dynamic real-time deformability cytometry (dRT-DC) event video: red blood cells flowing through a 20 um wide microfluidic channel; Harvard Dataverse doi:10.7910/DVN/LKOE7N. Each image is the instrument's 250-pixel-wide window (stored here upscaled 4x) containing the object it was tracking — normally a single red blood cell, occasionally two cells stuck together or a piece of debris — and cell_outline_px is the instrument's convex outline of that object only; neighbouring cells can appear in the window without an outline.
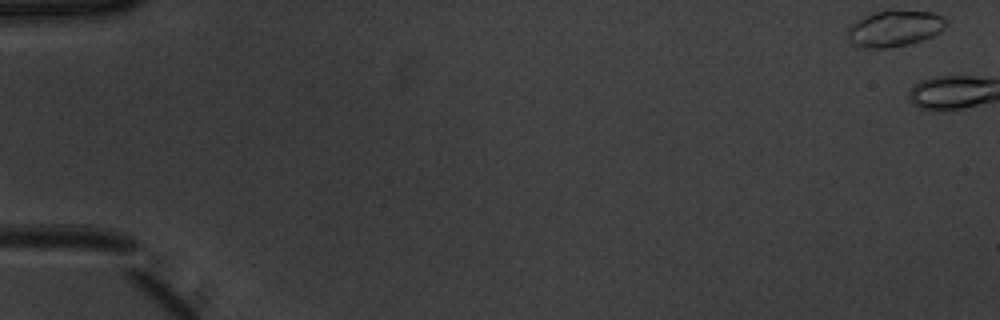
{"species": "common noctule bat (a hibernating species)", "species_latin": "Nyctalus noctula", "temperature_condition": "warm", "stored_images_in_passage": 3, "camera_frame_rate_fps": 3000, "um_per_image_px": 0.085, "animal": {"sex": "male", "body_mass_g": 20.1, "forearm_length_mm": 53.5}, "frame": {"image": 1, "passage_image": 1, "time_ms": 0.0, "image_size_px": [1000, 320], "cell_outline_px": [[944, 28], [940, 32], [932, 36], [908, 44], [884, 48], [868, 48], [852, 44], [844, 36], [844, 32], [852, 24], [876, 12], [936, 12], [944, 16]], "centroid_in_image_um": [76.0, 2.45], "position_along_channel_um": 9.0, "area_um2": 20.17}}